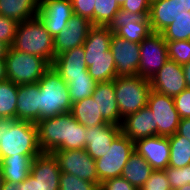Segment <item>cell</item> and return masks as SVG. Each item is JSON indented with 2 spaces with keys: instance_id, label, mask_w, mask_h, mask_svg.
<instances>
[{
  "instance_id": "obj_1",
  "label": "cell",
  "mask_w": 190,
  "mask_h": 190,
  "mask_svg": "<svg viewBox=\"0 0 190 190\" xmlns=\"http://www.w3.org/2000/svg\"><path fill=\"white\" fill-rule=\"evenodd\" d=\"M112 35L107 26H93L83 44L88 73L97 83L113 81L117 77L110 51Z\"/></svg>"
},
{
  "instance_id": "obj_2",
  "label": "cell",
  "mask_w": 190,
  "mask_h": 190,
  "mask_svg": "<svg viewBox=\"0 0 190 190\" xmlns=\"http://www.w3.org/2000/svg\"><path fill=\"white\" fill-rule=\"evenodd\" d=\"M41 152L36 123L5 122L0 133V160L7 156H29L33 160Z\"/></svg>"
},
{
  "instance_id": "obj_3",
  "label": "cell",
  "mask_w": 190,
  "mask_h": 190,
  "mask_svg": "<svg viewBox=\"0 0 190 190\" xmlns=\"http://www.w3.org/2000/svg\"><path fill=\"white\" fill-rule=\"evenodd\" d=\"M16 51L40 56L51 65L54 56V38L46 30L38 16L20 22L14 42L11 46Z\"/></svg>"
},
{
  "instance_id": "obj_4",
  "label": "cell",
  "mask_w": 190,
  "mask_h": 190,
  "mask_svg": "<svg viewBox=\"0 0 190 190\" xmlns=\"http://www.w3.org/2000/svg\"><path fill=\"white\" fill-rule=\"evenodd\" d=\"M40 87V120L71 112L72 102L67 83L51 66L38 81Z\"/></svg>"
},
{
  "instance_id": "obj_5",
  "label": "cell",
  "mask_w": 190,
  "mask_h": 190,
  "mask_svg": "<svg viewBox=\"0 0 190 190\" xmlns=\"http://www.w3.org/2000/svg\"><path fill=\"white\" fill-rule=\"evenodd\" d=\"M7 80L14 84H33L52 66L47 60L9 47L5 57Z\"/></svg>"
},
{
  "instance_id": "obj_6",
  "label": "cell",
  "mask_w": 190,
  "mask_h": 190,
  "mask_svg": "<svg viewBox=\"0 0 190 190\" xmlns=\"http://www.w3.org/2000/svg\"><path fill=\"white\" fill-rule=\"evenodd\" d=\"M114 88L122 119L147 106L151 91L150 80L139 75L120 76L114 79Z\"/></svg>"
},
{
  "instance_id": "obj_7",
  "label": "cell",
  "mask_w": 190,
  "mask_h": 190,
  "mask_svg": "<svg viewBox=\"0 0 190 190\" xmlns=\"http://www.w3.org/2000/svg\"><path fill=\"white\" fill-rule=\"evenodd\" d=\"M134 142L122 132L112 141L111 147L103 157L95 160L100 183L115 177H121L123 168L134 151Z\"/></svg>"
},
{
  "instance_id": "obj_8",
  "label": "cell",
  "mask_w": 190,
  "mask_h": 190,
  "mask_svg": "<svg viewBox=\"0 0 190 190\" xmlns=\"http://www.w3.org/2000/svg\"><path fill=\"white\" fill-rule=\"evenodd\" d=\"M36 125L42 152L69 150L71 112L39 120Z\"/></svg>"
},
{
  "instance_id": "obj_9",
  "label": "cell",
  "mask_w": 190,
  "mask_h": 190,
  "mask_svg": "<svg viewBox=\"0 0 190 190\" xmlns=\"http://www.w3.org/2000/svg\"><path fill=\"white\" fill-rule=\"evenodd\" d=\"M61 171L53 153L41 152L31 163L24 190H59Z\"/></svg>"
},
{
  "instance_id": "obj_10",
  "label": "cell",
  "mask_w": 190,
  "mask_h": 190,
  "mask_svg": "<svg viewBox=\"0 0 190 190\" xmlns=\"http://www.w3.org/2000/svg\"><path fill=\"white\" fill-rule=\"evenodd\" d=\"M168 59L167 42L162 33H150L140 43V61L137 75L150 80Z\"/></svg>"
},
{
  "instance_id": "obj_11",
  "label": "cell",
  "mask_w": 190,
  "mask_h": 190,
  "mask_svg": "<svg viewBox=\"0 0 190 190\" xmlns=\"http://www.w3.org/2000/svg\"><path fill=\"white\" fill-rule=\"evenodd\" d=\"M147 107L154 115L155 124H157V135L169 137L176 133L181 118L172 97L151 89L148 95Z\"/></svg>"
},
{
  "instance_id": "obj_12",
  "label": "cell",
  "mask_w": 190,
  "mask_h": 190,
  "mask_svg": "<svg viewBox=\"0 0 190 190\" xmlns=\"http://www.w3.org/2000/svg\"><path fill=\"white\" fill-rule=\"evenodd\" d=\"M149 13L133 14L120 9L107 26L115 35L131 42L141 43L152 33Z\"/></svg>"
},
{
  "instance_id": "obj_13",
  "label": "cell",
  "mask_w": 190,
  "mask_h": 190,
  "mask_svg": "<svg viewBox=\"0 0 190 190\" xmlns=\"http://www.w3.org/2000/svg\"><path fill=\"white\" fill-rule=\"evenodd\" d=\"M56 157L61 172H67L79 179L100 185L97 176L95 160L85 151L78 150H55L52 152Z\"/></svg>"
},
{
  "instance_id": "obj_14",
  "label": "cell",
  "mask_w": 190,
  "mask_h": 190,
  "mask_svg": "<svg viewBox=\"0 0 190 190\" xmlns=\"http://www.w3.org/2000/svg\"><path fill=\"white\" fill-rule=\"evenodd\" d=\"M110 51L116 65V76H134L138 73L140 43L131 42L113 33Z\"/></svg>"
},
{
  "instance_id": "obj_15",
  "label": "cell",
  "mask_w": 190,
  "mask_h": 190,
  "mask_svg": "<svg viewBox=\"0 0 190 190\" xmlns=\"http://www.w3.org/2000/svg\"><path fill=\"white\" fill-rule=\"evenodd\" d=\"M72 15L71 0H40L37 16L53 38L67 27Z\"/></svg>"
},
{
  "instance_id": "obj_16",
  "label": "cell",
  "mask_w": 190,
  "mask_h": 190,
  "mask_svg": "<svg viewBox=\"0 0 190 190\" xmlns=\"http://www.w3.org/2000/svg\"><path fill=\"white\" fill-rule=\"evenodd\" d=\"M92 27V22L89 19L73 14L67 27L54 37V56L57 57L70 49L82 46Z\"/></svg>"
},
{
  "instance_id": "obj_17",
  "label": "cell",
  "mask_w": 190,
  "mask_h": 190,
  "mask_svg": "<svg viewBox=\"0 0 190 190\" xmlns=\"http://www.w3.org/2000/svg\"><path fill=\"white\" fill-rule=\"evenodd\" d=\"M151 89L174 98L188 88L182 65L167 60L163 67L150 79Z\"/></svg>"
},
{
  "instance_id": "obj_18",
  "label": "cell",
  "mask_w": 190,
  "mask_h": 190,
  "mask_svg": "<svg viewBox=\"0 0 190 190\" xmlns=\"http://www.w3.org/2000/svg\"><path fill=\"white\" fill-rule=\"evenodd\" d=\"M134 149L151 165L153 170H165L169 166L168 137L156 135L139 139L134 142Z\"/></svg>"
},
{
  "instance_id": "obj_19",
  "label": "cell",
  "mask_w": 190,
  "mask_h": 190,
  "mask_svg": "<svg viewBox=\"0 0 190 190\" xmlns=\"http://www.w3.org/2000/svg\"><path fill=\"white\" fill-rule=\"evenodd\" d=\"M121 132L133 142L142 138L156 136L157 124H155L152 111L145 106L136 113L123 118Z\"/></svg>"
},
{
  "instance_id": "obj_20",
  "label": "cell",
  "mask_w": 190,
  "mask_h": 190,
  "mask_svg": "<svg viewBox=\"0 0 190 190\" xmlns=\"http://www.w3.org/2000/svg\"><path fill=\"white\" fill-rule=\"evenodd\" d=\"M52 67L64 81H72V78L87 77L89 73L83 45L55 57Z\"/></svg>"
},
{
  "instance_id": "obj_21",
  "label": "cell",
  "mask_w": 190,
  "mask_h": 190,
  "mask_svg": "<svg viewBox=\"0 0 190 190\" xmlns=\"http://www.w3.org/2000/svg\"><path fill=\"white\" fill-rule=\"evenodd\" d=\"M120 132L121 126L110 123L86 128L87 143L85 151L94 160L103 157L104 153L110 149L114 138Z\"/></svg>"
},
{
  "instance_id": "obj_22",
  "label": "cell",
  "mask_w": 190,
  "mask_h": 190,
  "mask_svg": "<svg viewBox=\"0 0 190 190\" xmlns=\"http://www.w3.org/2000/svg\"><path fill=\"white\" fill-rule=\"evenodd\" d=\"M40 96L38 83L18 85L16 120L37 123L40 120Z\"/></svg>"
},
{
  "instance_id": "obj_23",
  "label": "cell",
  "mask_w": 190,
  "mask_h": 190,
  "mask_svg": "<svg viewBox=\"0 0 190 190\" xmlns=\"http://www.w3.org/2000/svg\"><path fill=\"white\" fill-rule=\"evenodd\" d=\"M91 96L97 102V107L102 117L110 124L121 126L123 119L120 116L116 101L114 80L97 83Z\"/></svg>"
},
{
  "instance_id": "obj_24",
  "label": "cell",
  "mask_w": 190,
  "mask_h": 190,
  "mask_svg": "<svg viewBox=\"0 0 190 190\" xmlns=\"http://www.w3.org/2000/svg\"><path fill=\"white\" fill-rule=\"evenodd\" d=\"M185 9L179 0H154L150 2L149 22L152 32L161 33L175 21V17Z\"/></svg>"
},
{
  "instance_id": "obj_25",
  "label": "cell",
  "mask_w": 190,
  "mask_h": 190,
  "mask_svg": "<svg viewBox=\"0 0 190 190\" xmlns=\"http://www.w3.org/2000/svg\"><path fill=\"white\" fill-rule=\"evenodd\" d=\"M152 172L151 165L134 150L123 168L121 177L140 190Z\"/></svg>"
},
{
  "instance_id": "obj_26",
  "label": "cell",
  "mask_w": 190,
  "mask_h": 190,
  "mask_svg": "<svg viewBox=\"0 0 190 190\" xmlns=\"http://www.w3.org/2000/svg\"><path fill=\"white\" fill-rule=\"evenodd\" d=\"M40 0H0V15L23 22L36 17Z\"/></svg>"
},
{
  "instance_id": "obj_27",
  "label": "cell",
  "mask_w": 190,
  "mask_h": 190,
  "mask_svg": "<svg viewBox=\"0 0 190 190\" xmlns=\"http://www.w3.org/2000/svg\"><path fill=\"white\" fill-rule=\"evenodd\" d=\"M71 113L74 119L86 128L108 124L99 113L97 102L94 101L92 96L74 102Z\"/></svg>"
},
{
  "instance_id": "obj_28",
  "label": "cell",
  "mask_w": 190,
  "mask_h": 190,
  "mask_svg": "<svg viewBox=\"0 0 190 190\" xmlns=\"http://www.w3.org/2000/svg\"><path fill=\"white\" fill-rule=\"evenodd\" d=\"M32 159L29 156H7L0 160L3 178L19 184L30 174Z\"/></svg>"
},
{
  "instance_id": "obj_29",
  "label": "cell",
  "mask_w": 190,
  "mask_h": 190,
  "mask_svg": "<svg viewBox=\"0 0 190 190\" xmlns=\"http://www.w3.org/2000/svg\"><path fill=\"white\" fill-rule=\"evenodd\" d=\"M18 85L10 80L0 82V118L16 120Z\"/></svg>"
},
{
  "instance_id": "obj_30",
  "label": "cell",
  "mask_w": 190,
  "mask_h": 190,
  "mask_svg": "<svg viewBox=\"0 0 190 190\" xmlns=\"http://www.w3.org/2000/svg\"><path fill=\"white\" fill-rule=\"evenodd\" d=\"M170 144L169 167L182 168L190 164V141L175 133L168 137Z\"/></svg>"
},
{
  "instance_id": "obj_31",
  "label": "cell",
  "mask_w": 190,
  "mask_h": 190,
  "mask_svg": "<svg viewBox=\"0 0 190 190\" xmlns=\"http://www.w3.org/2000/svg\"><path fill=\"white\" fill-rule=\"evenodd\" d=\"M161 33L165 41L190 40V12L185 10L178 14L175 21Z\"/></svg>"
},
{
  "instance_id": "obj_32",
  "label": "cell",
  "mask_w": 190,
  "mask_h": 190,
  "mask_svg": "<svg viewBox=\"0 0 190 190\" xmlns=\"http://www.w3.org/2000/svg\"><path fill=\"white\" fill-rule=\"evenodd\" d=\"M65 82L72 103L90 97L97 85V82L89 74L87 77L72 78V81Z\"/></svg>"
},
{
  "instance_id": "obj_33",
  "label": "cell",
  "mask_w": 190,
  "mask_h": 190,
  "mask_svg": "<svg viewBox=\"0 0 190 190\" xmlns=\"http://www.w3.org/2000/svg\"><path fill=\"white\" fill-rule=\"evenodd\" d=\"M120 9L116 0H96L94 26H108Z\"/></svg>"
},
{
  "instance_id": "obj_34",
  "label": "cell",
  "mask_w": 190,
  "mask_h": 190,
  "mask_svg": "<svg viewBox=\"0 0 190 190\" xmlns=\"http://www.w3.org/2000/svg\"><path fill=\"white\" fill-rule=\"evenodd\" d=\"M166 42L169 60L182 66L190 62V40Z\"/></svg>"
},
{
  "instance_id": "obj_35",
  "label": "cell",
  "mask_w": 190,
  "mask_h": 190,
  "mask_svg": "<svg viewBox=\"0 0 190 190\" xmlns=\"http://www.w3.org/2000/svg\"><path fill=\"white\" fill-rule=\"evenodd\" d=\"M59 190H99V186L67 172H61Z\"/></svg>"
},
{
  "instance_id": "obj_36",
  "label": "cell",
  "mask_w": 190,
  "mask_h": 190,
  "mask_svg": "<svg viewBox=\"0 0 190 190\" xmlns=\"http://www.w3.org/2000/svg\"><path fill=\"white\" fill-rule=\"evenodd\" d=\"M86 127L78 123L71 113V125L69 133V150L85 149L87 138L85 135Z\"/></svg>"
},
{
  "instance_id": "obj_37",
  "label": "cell",
  "mask_w": 190,
  "mask_h": 190,
  "mask_svg": "<svg viewBox=\"0 0 190 190\" xmlns=\"http://www.w3.org/2000/svg\"><path fill=\"white\" fill-rule=\"evenodd\" d=\"M19 22L0 15V41L11 47Z\"/></svg>"
},
{
  "instance_id": "obj_38",
  "label": "cell",
  "mask_w": 190,
  "mask_h": 190,
  "mask_svg": "<svg viewBox=\"0 0 190 190\" xmlns=\"http://www.w3.org/2000/svg\"><path fill=\"white\" fill-rule=\"evenodd\" d=\"M140 190H172L164 170H153Z\"/></svg>"
},
{
  "instance_id": "obj_39",
  "label": "cell",
  "mask_w": 190,
  "mask_h": 190,
  "mask_svg": "<svg viewBox=\"0 0 190 190\" xmlns=\"http://www.w3.org/2000/svg\"><path fill=\"white\" fill-rule=\"evenodd\" d=\"M96 0H71L73 14L89 19L94 26V8Z\"/></svg>"
},
{
  "instance_id": "obj_40",
  "label": "cell",
  "mask_w": 190,
  "mask_h": 190,
  "mask_svg": "<svg viewBox=\"0 0 190 190\" xmlns=\"http://www.w3.org/2000/svg\"><path fill=\"white\" fill-rule=\"evenodd\" d=\"M169 184L172 190L184 186L188 183L185 167H167L165 170Z\"/></svg>"
},
{
  "instance_id": "obj_41",
  "label": "cell",
  "mask_w": 190,
  "mask_h": 190,
  "mask_svg": "<svg viewBox=\"0 0 190 190\" xmlns=\"http://www.w3.org/2000/svg\"><path fill=\"white\" fill-rule=\"evenodd\" d=\"M173 99L180 118H190V88L184 89Z\"/></svg>"
},
{
  "instance_id": "obj_42",
  "label": "cell",
  "mask_w": 190,
  "mask_h": 190,
  "mask_svg": "<svg viewBox=\"0 0 190 190\" xmlns=\"http://www.w3.org/2000/svg\"><path fill=\"white\" fill-rule=\"evenodd\" d=\"M99 190H138L122 177L108 179L99 185Z\"/></svg>"
},
{
  "instance_id": "obj_43",
  "label": "cell",
  "mask_w": 190,
  "mask_h": 190,
  "mask_svg": "<svg viewBox=\"0 0 190 190\" xmlns=\"http://www.w3.org/2000/svg\"><path fill=\"white\" fill-rule=\"evenodd\" d=\"M122 10L129 11L133 14L149 13L150 1L149 0H128L121 6Z\"/></svg>"
},
{
  "instance_id": "obj_44",
  "label": "cell",
  "mask_w": 190,
  "mask_h": 190,
  "mask_svg": "<svg viewBox=\"0 0 190 190\" xmlns=\"http://www.w3.org/2000/svg\"><path fill=\"white\" fill-rule=\"evenodd\" d=\"M176 133L190 141V118H181Z\"/></svg>"
},
{
  "instance_id": "obj_45",
  "label": "cell",
  "mask_w": 190,
  "mask_h": 190,
  "mask_svg": "<svg viewBox=\"0 0 190 190\" xmlns=\"http://www.w3.org/2000/svg\"><path fill=\"white\" fill-rule=\"evenodd\" d=\"M1 190H24V180L19 184L4 180Z\"/></svg>"
},
{
  "instance_id": "obj_46",
  "label": "cell",
  "mask_w": 190,
  "mask_h": 190,
  "mask_svg": "<svg viewBox=\"0 0 190 190\" xmlns=\"http://www.w3.org/2000/svg\"><path fill=\"white\" fill-rule=\"evenodd\" d=\"M7 80L5 59H0V82Z\"/></svg>"
},
{
  "instance_id": "obj_47",
  "label": "cell",
  "mask_w": 190,
  "mask_h": 190,
  "mask_svg": "<svg viewBox=\"0 0 190 190\" xmlns=\"http://www.w3.org/2000/svg\"><path fill=\"white\" fill-rule=\"evenodd\" d=\"M187 87L190 88V62L182 66Z\"/></svg>"
},
{
  "instance_id": "obj_48",
  "label": "cell",
  "mask_w": 190,
  "mask_h": 190,
  "mask_svg": "<svg viewBox=\"0 0 190 190\" xmlns=\"http://www.w3.org/2000/svg\"><path fill=\"white\" fill-rule=\"evenodd\" d=\"M8 48L5 43L0 41V59H5Z\"/></svg>"
},
{
  "instance_id": "obj_49",
  "label": "cell",
  "mask_w": 190,
  "mask_h": 190,
  "mask_svg": "<svg viewBox=\"0 0 190 190\" xmlns=\"http://www.w3.org/2000/svg\"><path fill=\"white\" fill-rule=\"evenodd\" d=\"M180 8L190 12V0H179Z\"/></svg>"
},
{
  "instance_id": "obj_50",
  "label": "cell",
  "mask_w": 190,
  "mask_h": 190,
  "mask_svg": "<svg viewBox=\"0 0 190 190\" xmlns=\"http://www.w3.org/2000/svg\"><path fill=\"white\" fill-rule=\"evenodd\" d=\"M185 169H186L187 181H188V183H190V164L187 165V166L185 167Z\"/></svg>"
},
{
  "instance_id": "obj_51",
  "label": "cell",
  "mask_w": 190,
  "mask_h": 190,
  "mask_svg": "<svg viewBox=\"0 0 190 190\" xmlns=\"http://www.w3.org/2000/svg\"><path fill=\"white\" fill-rule=\"evenodd\" d=\"M175 190H190V183H187L184 186L179 187V188H177Z\"/></svg>"
},
{
  "instance_id": "obj_52",
  "label": "cell",
  "mask_w": 190,
  "mask_h": 190,
  "mask_svg": "<svg viewBox=\"0 0 190 190\" xmlns=\"http://www.w3.org/2000/svg\"><path fill=\"white\" fill-rule=\"evenodd\" d=\"M3 182H4V178H3L2 169H1V165H0V190L3 186Z\"/></svg>"
},
{
  "instance_id": "obj_53",
  "label": "cell",
  "mask_w": 190,
  "mask_h": 190,
  "mask_svg": "<svg viewBox=\"0 0 190 190\" xmlns=\"http://www.w3.org/2000/svg\"><path fill=\"white\" fill-rule=\"evenodd\" d=\"M5 122H6V120H3V119L0 118V133H1V130H2Z\"/></svg>"
},
{
  "instance_id": "obj_54",
  "label": "cell",
  "mask_w": 190,
  "mask_h": 190,
  "mask_svg": "<svg viewBox=\"0 0 190 190\" xmlns=\"http://www.w3.org/2000/svg\"><path fill=\"white\" fill-rule=\"evenodd\" d=\"M125 1H128V0H116V2L119 4L120 7L123 5Z\"/></svg>"
}]
</instances>
